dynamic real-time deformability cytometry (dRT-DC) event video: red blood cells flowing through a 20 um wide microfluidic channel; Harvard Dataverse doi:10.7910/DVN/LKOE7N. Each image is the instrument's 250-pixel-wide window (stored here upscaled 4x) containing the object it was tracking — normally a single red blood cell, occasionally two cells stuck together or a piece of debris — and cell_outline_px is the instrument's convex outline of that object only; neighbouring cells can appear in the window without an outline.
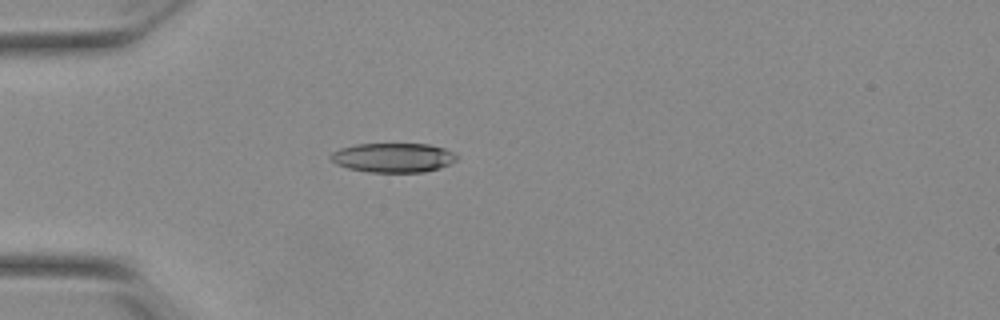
{"species": "Egyptian fruit bat (a non-hibernating species)", "species_latin": "Rousettus aegyptiacus", "temperature_condition": "warm", "stored_images_in_passage": 39, "camera_frame_rate_fps": 3000, "um_per_image_px": 0.085, "animal": {"sex": "female"}, "frame": {"image": 1, "passage_image": 1, "time_ms": 0.0, "image_size_px": [1000, 320], "cell_outline_px": [[460, 156], [456, 160], [440, 168], [424, 172], [368, 172], [348, 168], [336, 164], [328, 156], [332, 152], [340, 148], [356, 144], [428, 144], [444, 148]], "centroid_in_image_um": [33.41, 13.4], "position_along_channel_um": 51.6, "area_um2": 21.62}}
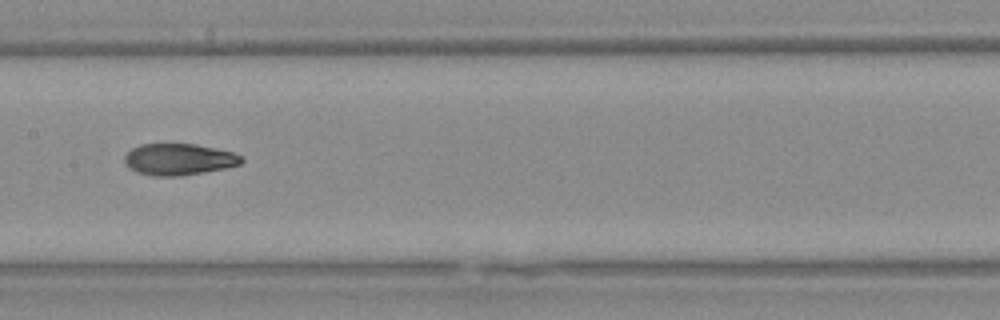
{"frame": {"image": 2, "passage_image": 13, "time_ms": 4.0, "image_size_px": [1000, 320], "cell_outline_px": [[244, 160], [240, 164], [224, 168], [204, 172], [180, 176], [152, 176], [136, 172], [124, 160], [124, 156], [132, 148], [140, 144], [196, 144], [232, 152], [240, 156]], "centroid_in_image_um": [15.19, 13.54], "position_along_channel_um": 192.2, "area_um2": 21.27}}
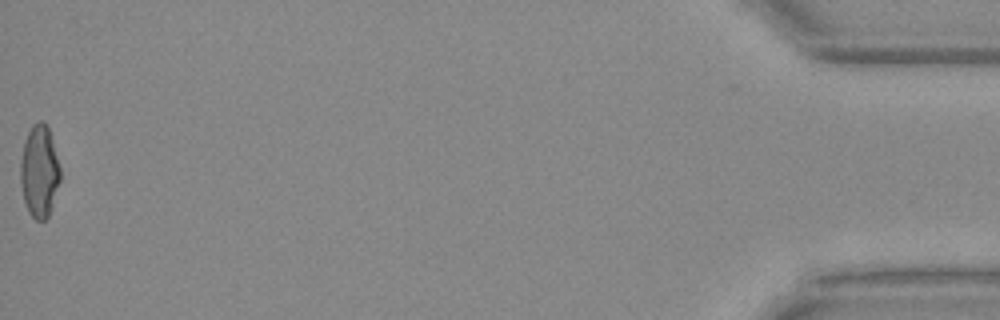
{"frame": {"image": 3, "passage_image": 39, "time_ms": 12.667, "image_size_px": [1000, 320], "cell_outline_px": [[60, 180], [48, 216], [44, 220], [36, 220], [28, 212], [24, 200], [20, 184], [20, 164], [24, 140], [32, 124], [40, 120], [44, 120], [48, 128], [52, 140], [60, 168]], "centroid_in_image_um": [3.33, 14.54], "position_along_channel_um": 431.9, "area_um2": 21.27}, "authors_computed_cell_mechanics": {"area_um2": 21.6172, "velocity_mm_per_s": 3.8617, "shape_relaxation_time_tau1_ms": 9.1013, "shape_relaxation_time_tau2_ms": 2.4247, "deformation_change_tau1": 0.264, "deformation_change_tau2": 0.0797}}